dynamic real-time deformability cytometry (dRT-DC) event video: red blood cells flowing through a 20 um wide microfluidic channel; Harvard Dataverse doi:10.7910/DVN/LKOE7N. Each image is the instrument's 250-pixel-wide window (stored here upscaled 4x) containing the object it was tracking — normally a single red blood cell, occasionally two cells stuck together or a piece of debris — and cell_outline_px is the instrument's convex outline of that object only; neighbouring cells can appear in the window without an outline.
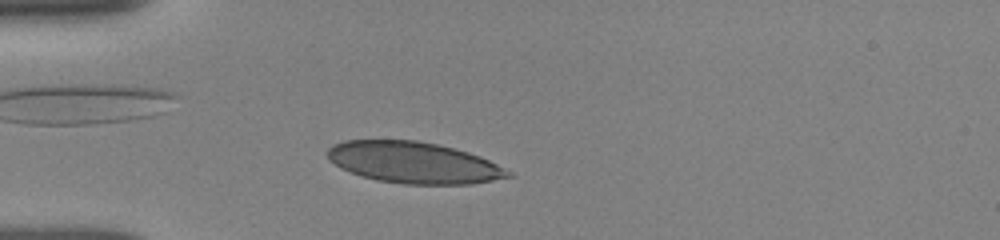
{"species": "human", "species_latin": "Homo sapiens", "temperature_condition": "room temperature", "stored_images_in_passage": 26, "camera_frame_rate_fps": 3000, "um_per_image_px": 0.085, "donor": {"sex": "female"}, "frame": {"image": 1, "passage_image": 2, "time_ms": 0.333, "image_size_px": [1000, 240], "cell_outline_px": [[516, 176], [472, 184], [404, 184], [376, 180], [360, 176], [340, 168], [328, 160], [328, 148], [332, 144], [344, 140], [416, 140], [456, 148], [480, 156], [512, 172]], "centroid_in_image_um": [35.15, 13.82], "position_along_channel_um": 49.8, "area_um2": 43.81}}
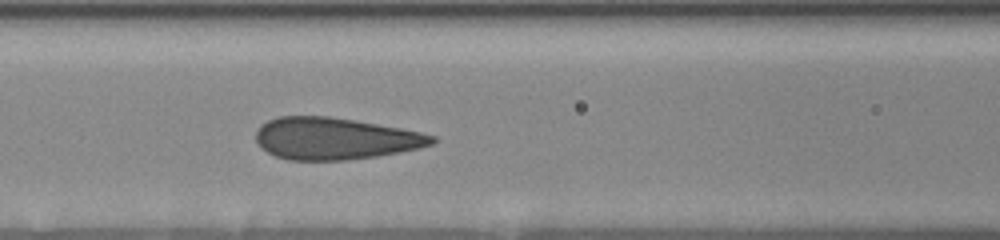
{"frame": {"image": 2, "passage_image": 7, "time_ms": 3.0, "image_size_px": [1000, 240], "cell_outline_px": [[436, 140], [432, 144], [420, 148], [400, 152], [376, 156], [348, 160], [288, 160], [276, 156], [260, 148], [256, 144], [256, 128], [260, 124], [268, 120], [280, 116], [332, 116], [356, 120], [400, 128], [420, 132], [436, 136]], "centroid_in_image_um": [28.44, 11.77], "position_along_channel_um": 138.2, "area_um2": 43.29}}
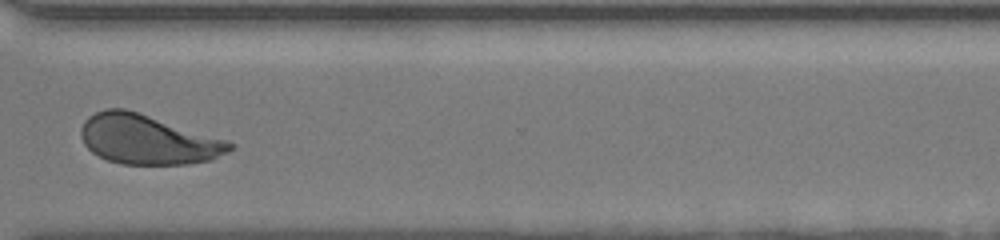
{"frame": {"image": 3, "passage_image": 20, "time_ms": 8.667, "image_size_px": [1000, 240], "cell_outline_px": [[236, 144], [228, 152], [212, 160], [188, 164], [120, 164], [108, 160], [92, 152], [84, 144], [80, 136], [80, 128], [84, 120], [88, 116], [96, 112], [108, 108], [124, 108], [228, 140]], "centroid_in_image_um": [12.55, 11.86], "position_along_channel_um": 358.0, "area_um2": 42.95}, "authors_computed_cell_mechanics": {"area_um2": 43.3211, "velocity_mm_per_s": 3.8795, "shape_relaxation_time_tau1_ms": 4.7796, "shape_relaxation_time_tau2_ms": null, "deformation_change_tau1": 0.1439, "deformation_change_tau2": null}}